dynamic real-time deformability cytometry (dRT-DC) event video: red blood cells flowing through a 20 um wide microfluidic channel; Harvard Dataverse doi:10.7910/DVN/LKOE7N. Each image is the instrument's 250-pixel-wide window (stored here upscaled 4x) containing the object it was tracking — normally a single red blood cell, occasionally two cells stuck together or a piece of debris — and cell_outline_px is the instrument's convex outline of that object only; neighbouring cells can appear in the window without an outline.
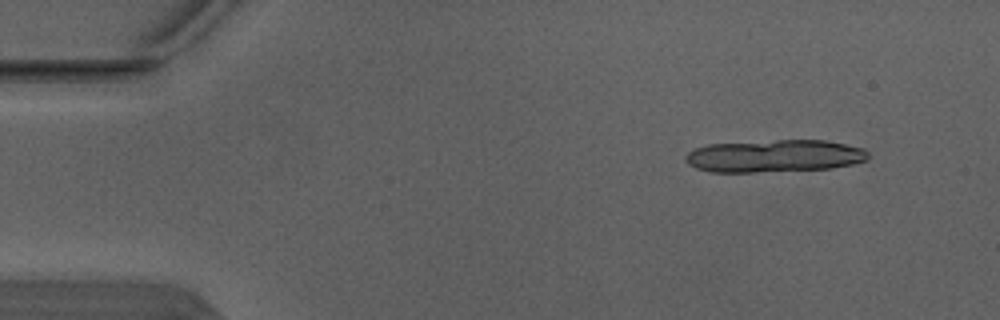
{"species": "Egyptian fruit bat (a non-hibernating species)", "species_latin": "Rousettus aegyptiacus", "temperature_condition": "warm", "stored_images_in_passage": 2, "camera_frame_rate_fps": 3000, "um_per_image_px": 0.085, "animal": {"sex": "male"}, "frame": {"image": 1, "passage_image": 1, "time_ms": 0.0, "image_size_px": [1000, 320], "cell_outline_px": [[868, 160], [852, 164], [832, 168], [752, 172], [708, 172], [696, 168], [688, 164], [684, 160], [684, 156], [688, 152], [696, 148], [708, 144], [776, 140], [824, 140], [864, 148], [868, 152]], "centroid_in_image_um": [65.8, 13.26], "position_along_channel_um": 19.2, "area_um2": 34.62}}